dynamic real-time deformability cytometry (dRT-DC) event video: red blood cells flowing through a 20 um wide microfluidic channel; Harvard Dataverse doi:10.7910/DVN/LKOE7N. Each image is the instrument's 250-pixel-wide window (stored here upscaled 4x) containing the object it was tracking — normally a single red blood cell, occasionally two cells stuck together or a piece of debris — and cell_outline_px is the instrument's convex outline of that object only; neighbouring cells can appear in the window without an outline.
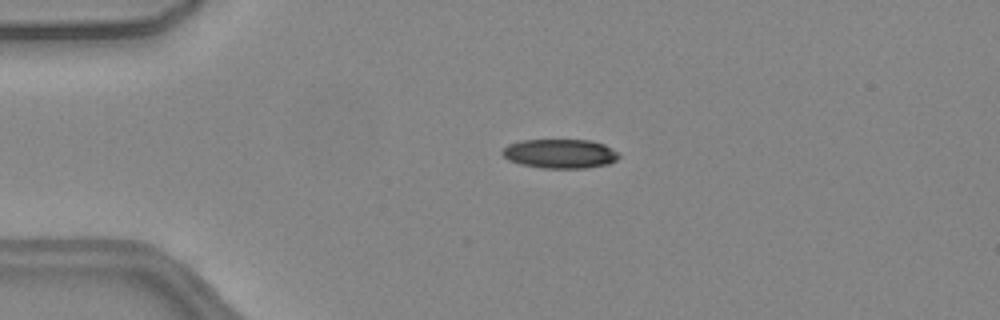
{"species": "common noctule bat (a hibernating species)", "species_latin": "Nyctalus noctula", "temperature_condition": "warm", "stored_images_in_passage": 46, "camera_frame_rate_fps": 3000, "um_per_image_px": 0.085, "animal": {"sex": "female", "body_mass_g": 24.6, "forearm_length_mm": 56.2}, "frame": {"image": 1, "passage_image": 7, "time_ms": 2.0, "image_size_px": [1000, 320], "cell_outline_px": [[620, 156], [616, 160], [608, 164], [588, 168], [544, 168], [520, 164], [508, 160], [500, 152], [508, 144], [520, 140], [592, 140], [604, 144], [616, 152]], "centroid_in_image_um": [47.58, 13.06], "position_along_channel_um": 37.4, "area_um2": 19.88}}
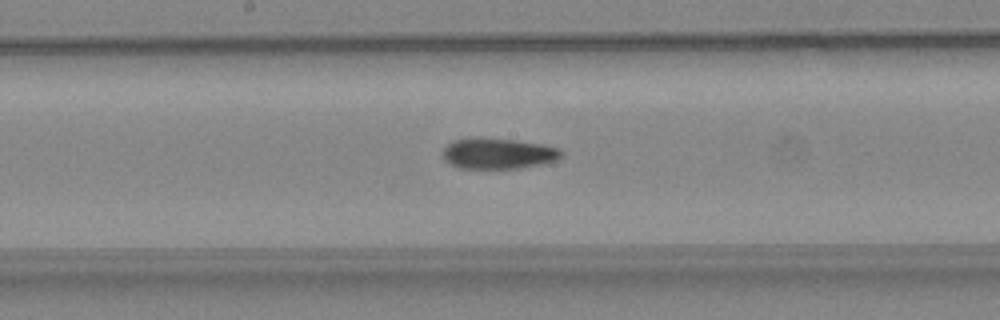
{"frame": {"image": 2, "passage_image": 22, "time_ms": 7.0, "image_size_px": [1000, 320], "cell_outline_px": [[564, 152], [556, 160], [540, 164], [520, 168], [460, 168], [444, 160], [440, 152], [452, 140], [472, 136], [480, 136], [516, 140], [544, 144], [560, 148]], "centroid_in_image_um": [42.3, 13.01], "position_along_channel_um": 205.9, "area_um2": 21.73}}
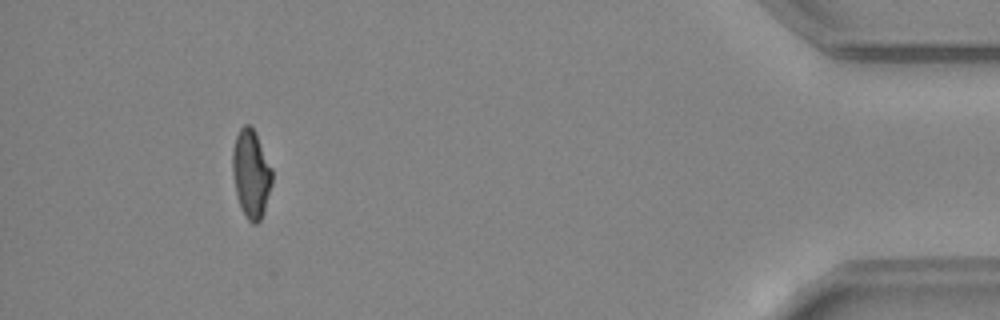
{"frame": {"image": 3, "passage_image": 42, "time_ms": 13.667, "image_size_px": [1000, 320], "cell_outline_px": [[272, 184], [264, 212], [260, 220], [256, 224], [252, 224], [244, 216], [240, 208], [236, 192], [232, 172], [232, 148], [236, 136], [240, 128], [244, 124], [252, 124], [256, 132], [272, 168]], "centroid_in_image_um": [21.34, 14.75], "position_along_channel_um": 413.9, "area_um2": 20.69}, "authors_computed_cell_mechanics": {"area_um2": 20.9814, "velocity_mm_per_s": 4.1114, "shape_relaxation_time_tau1_ms": null, "shape_relaxation_time_tau2_ms": 4.3208, "deformation_change_tau1": null, "deformation_change_tau2": 0.1107}}